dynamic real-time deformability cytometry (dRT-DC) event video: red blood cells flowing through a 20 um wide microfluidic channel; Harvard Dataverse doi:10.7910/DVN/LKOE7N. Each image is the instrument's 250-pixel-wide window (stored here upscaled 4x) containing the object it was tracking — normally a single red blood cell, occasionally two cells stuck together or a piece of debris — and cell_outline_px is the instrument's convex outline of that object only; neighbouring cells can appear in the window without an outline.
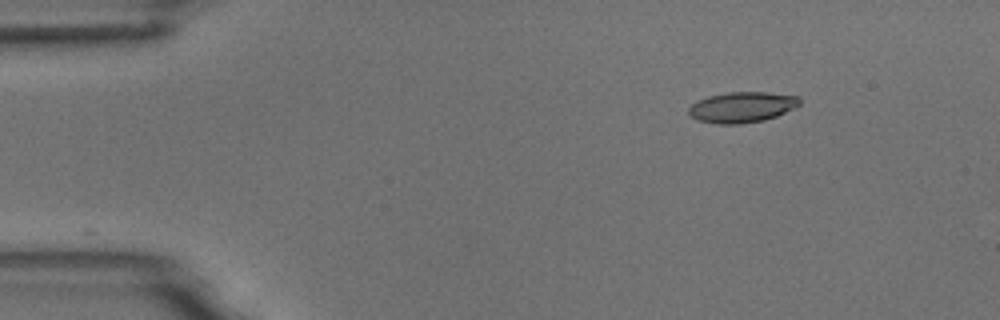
{"species": "common noctule bat (a hibernating species)", "species_latin": "Nyctalus noctula", "temperature_condition": "room temperature", "stored_images_in_passage": 3, "camera_frame_rate_fps": 3000, "um_per_image_px": 0.085, "animal": {"sex": "male", "body_mass_g": 18.8}, "frame": {"image": 1, "passage_image": 3, "time_ms": 2.333, "image_size_px": [1000, 320], "cell_outline_px": [[800, 104], [776, 116], [764, 120], [740, 124], [716, 124], [696, 120], [688, 116], [688, 108], [692, 104], [708, 96], [728, 92], [768, 92], [800, 96]], "centroid_in_image_um": [63.04, 9.11], "position_along_channel_um": 22.0, "area_um2": 19.88}}